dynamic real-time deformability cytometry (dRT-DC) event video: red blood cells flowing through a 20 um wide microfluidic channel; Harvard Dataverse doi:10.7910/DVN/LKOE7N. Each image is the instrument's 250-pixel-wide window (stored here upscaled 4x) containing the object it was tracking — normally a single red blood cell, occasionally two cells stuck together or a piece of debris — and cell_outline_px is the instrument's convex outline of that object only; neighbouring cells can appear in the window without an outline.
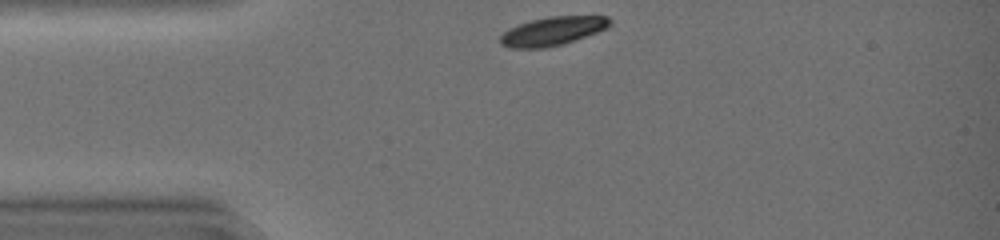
{"species": "common noctule bat (a hibernating species)", "species_latin": "Nyctalus noctula", "temperature_condition": "warm", "stored_images_in_passage": 22, "camera_frame_rate_fps": 3000, "um_per_image_px": 0.085, "animal": {"sex": "female", "body_mass_g": 19.0, "forearm_length_mm": 51.5}, "frame": {"image": 1, "passage_image": 1, "time_ms": 0.0, "image_size_px": [1000, 240], "cell_outline_px": [[612, 24], [608, 28], [576, 40], [564, 44], [544, 48], [512, 48], [500, 44], [500, 36], [508, 28], [532, 20], [548, 16], [608, 16], [612, 20]], "centroid_in_image_um": [47.01, 2.64], "position_along_channel_um": 38.0, "area_um2": 18.44}}
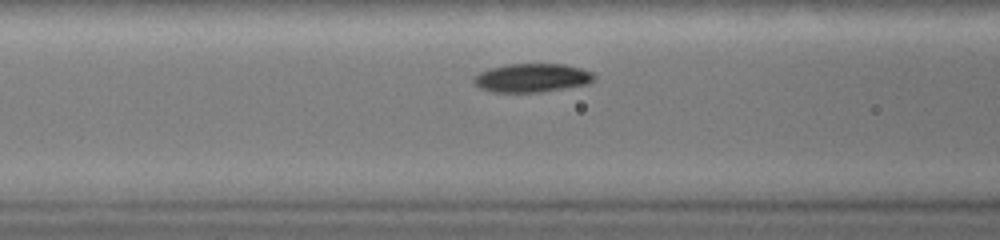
{"frame": {"image": 2, "passage_image": 9, "time_ms": 2.667, "image_size_px": [1000, 240], "cell_outline_px": [[596, 76], [588, 84], [540, 92], [492, 92], [480, 88], [472, 80], [472, 76], [488, 68], [504, 64], [564, 64], [580, 68], [592, 72]], "centroid_in_image_um": [45.17, 6.61], "position_along_channel_um": 121.4, "area_um2": 20.17}}
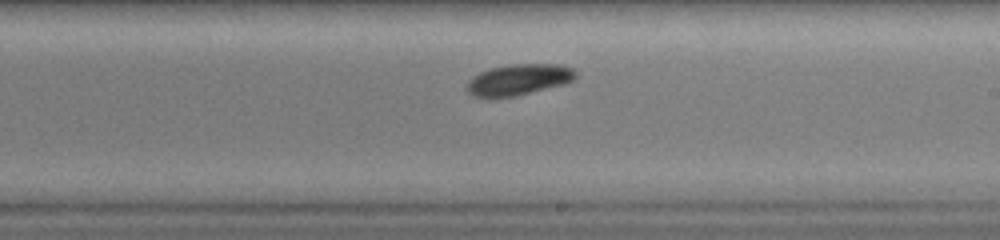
{"frame": {"image": 3, "passage_image": 18, "time_ms": 5.667, "image_size_px": [1000, 240], "cell_outline_px": [[576, 76], [568, 84], [516, 96], [496, 100], [488, 100], [472, 96], [464, 88], [464, 84], [472, 76], [488, 68], [508, 64], [560, 64], [572, 68], [576, 72]], "centroid_in_image_um": [44.0, 6.81], "position_along_channel_um": 245.0, "area_um2": 20.75}}